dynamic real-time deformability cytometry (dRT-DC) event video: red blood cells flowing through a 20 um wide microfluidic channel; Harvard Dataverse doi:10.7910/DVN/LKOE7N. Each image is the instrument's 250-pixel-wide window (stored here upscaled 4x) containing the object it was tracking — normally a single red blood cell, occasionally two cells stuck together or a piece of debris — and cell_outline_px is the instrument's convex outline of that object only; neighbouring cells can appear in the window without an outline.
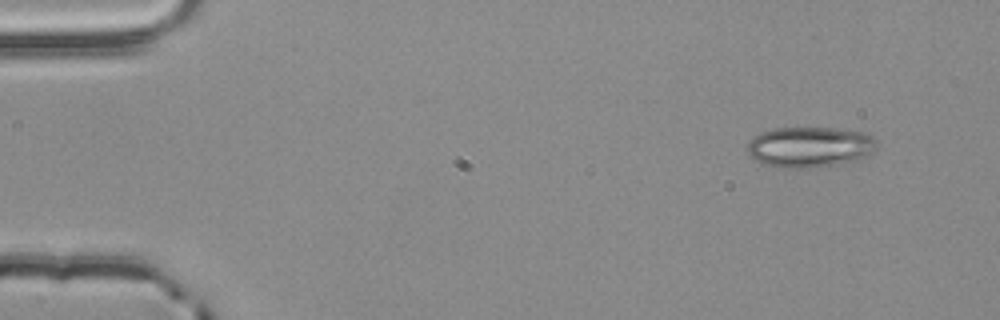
{"species": "common noctule bat (a hibernating species)", "species_latin": "Nyctalus noctula", "temperature_condition": "room temperature", "stored_images_in_passage": 50, "camera_frame_rate_fps": 3000, "um_per_image_px": 0.085, "animal": {"sex": "male", "body_mass_g": 20.4}, "frame": {"image": 1, "passage_image": 1, "time_ms": 0.0, "image_size_px": [1000, 320], "cell_outline_px": [[876, 148], [868, 156], [856, 160], [816, 168], [780, 168], [760, 164], [748, 156], [748, 140], [760, 132], [772, 128], [836, 128], [864, 132], [872, 136], [876, 140]], "centroid_in_image_um": [68.78, 12.5], "position_along_channel_um": 16.2, "area_um2": 31.15}}
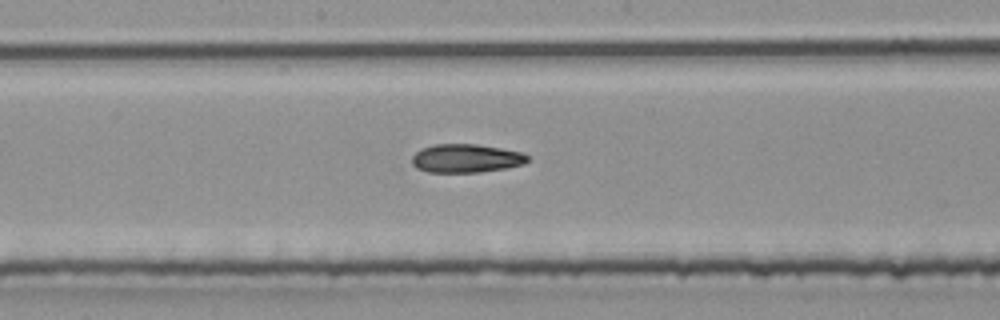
{"frame": {"image": 2, "passage_image": 25, "time_ms": 8.0, "image_size_px": [1000, 320], "cell_outline_px": [[528, 160], [524, 164], [504, 168], [480, 172], [428, 172], [416, 168], [412, 164], [412, 156], [420, 148], [436, 144], [476, 144], [524, 152], [528, 156]], "centroid_in_image_um": [39.6, 13.45], "position_along_channel_um": 208.6, "area_um2": 19.25}}
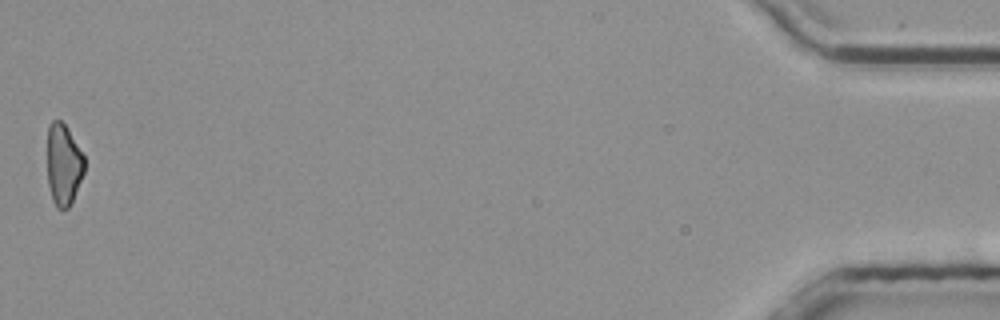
{"frame": {"image": 3, "passage_image": 50, "time_ms": 16.333, "image_size_px": [1000, 320], "cell_outline_px": [[84, 172], [72, 200], [68, 208], [56, 208], [52, 200], [48, 184], [48, 124], [52, 120], [60, 120], [68, 128], [84, 156]], "centroid_in_image_um": [5.39, 13.97], "position_along_channel_um": 429.8, "area_um2": 17.46}}